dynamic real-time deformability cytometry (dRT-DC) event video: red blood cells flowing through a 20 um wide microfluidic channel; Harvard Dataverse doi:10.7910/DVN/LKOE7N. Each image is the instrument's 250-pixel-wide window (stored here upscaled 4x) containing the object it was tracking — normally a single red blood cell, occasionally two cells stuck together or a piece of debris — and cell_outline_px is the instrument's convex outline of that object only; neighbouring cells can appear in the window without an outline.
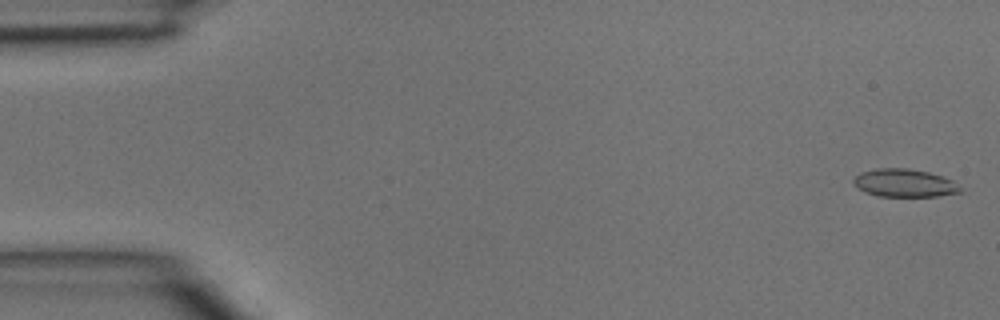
{"species": "common noctule bat (a hibernating species)", "species_latin": "Nyctalus noctula", "temperature_condition": "room temperature", "stored_images_in_passage": 4, "camera_frame_rate_fps": 3000, "um_per_image_px": 0.085, "animal": {"sex": "male", "body_mass_g": 15.6}, "frame": {"image": 1, "passage_image": 1, "time_ms": 0.0, "image_size_px": [1000, 320], "cell_outline_px": [[964, 192], [940, 196], [876, 196], [864, 192], [856, 188], [852, 180], [860, 172], [876, 168], [908, 168], [928, 172], [952, 180]], "centroid_in_image_um": [76.84, 15.56], "position_along_channel_um": 8.2, "area_um2": 17.51}}
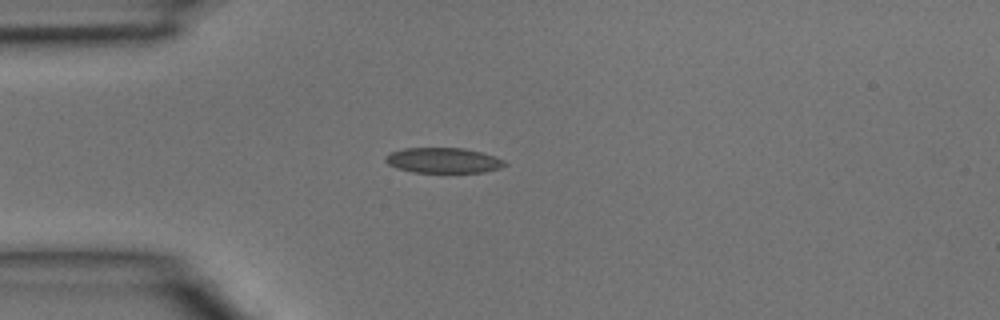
{"frame": {"image": 2, "passage_image": 4, "time_ms": 1.0, "image_size_px": [1000, 320], "cell_outline_px": [[508, 164], [500, 168], [484, 172], [412, 172], [396, 168], [388, 164], [384, 160], [384, 156], [392, 152], [404, 148], [464, 148], [480, 152], [504, 160]], "centroid_in_image_um": [37.65, 13.63], "position_along_channel_um": 47.3, "area_um2": 17.51}}